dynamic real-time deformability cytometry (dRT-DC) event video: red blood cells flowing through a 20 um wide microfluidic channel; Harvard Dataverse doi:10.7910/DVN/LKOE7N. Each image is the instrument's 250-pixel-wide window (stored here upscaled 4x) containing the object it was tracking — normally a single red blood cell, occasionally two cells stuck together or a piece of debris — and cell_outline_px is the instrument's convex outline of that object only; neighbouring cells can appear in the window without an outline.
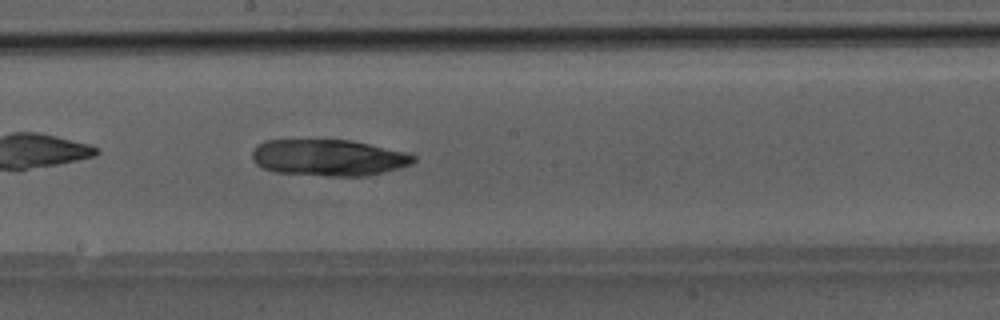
{"species": "Egyptian fruit bat (a non-hibernating species)", "species_latin": "Rousettus aegyptiacus", "temperature_condition": "room temperature", "stored_images_in_passage": 28, "camera_frame_rate_fps": 3000, "um_per_image_px": 0.085, "animal": {"sex": "male"}, "frame": {"image": 1, "passage_image": 12, "time_ms": 3.667, "image_size_px": [1000, 320], "cell_outline_px": [[416, 160], [412, 164], [400, 168], [368, 176], [332, 176], [276, 172], [264, 168], [256, 164], [252, 160], [252, 152], [264, 140], [352, 140], [412, 152], [416, 156]], "centroid_in_image_um": [28.03, 13.39], "position_along_channel_um": 220.2, "area_um2": 34.62}}
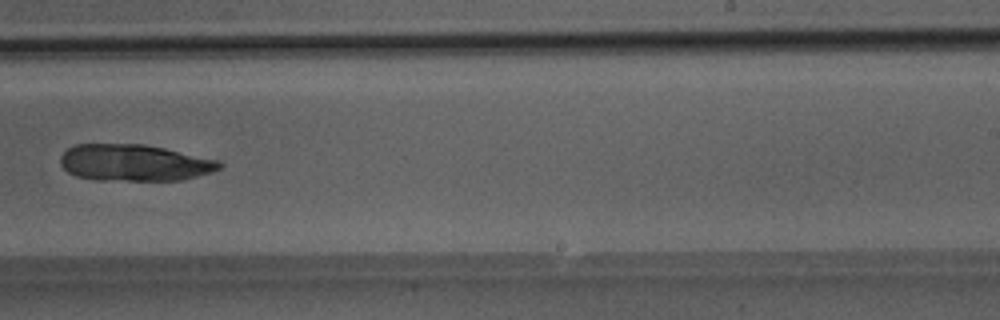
{"frame": {"image": 2, "passage_image": 16, "time_ms": 5.0, "image_size_px": [1000, 320], "cell_outline_px": [[224, 164], [220, 168], [212, 172], [184, 180], [96, 180], [76, 176], [68, 172], [60, 164], [60, 156], [68, 148], [76, 144], [144, 144], [164, 148], [220, 160]], "centroid_in_image_um": [11.43, 13.83], "position_along_channel_um": 277.6, "area_um2": 34.1}}